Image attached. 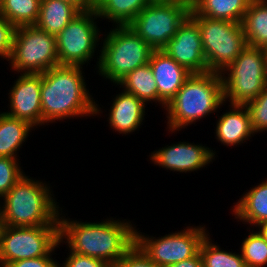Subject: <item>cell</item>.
<instances>
[{"label": "cell", "instance_id": "cell-34", "mask_svg": "<svg viewBox=\"0 0 267 267\" xmlns=\"http://www.w3.org/2000/svg\"><path fill=\"white\" fill-rule=\"evenodd\" d=\"M61 241L58 246L47 256H41L32 259H22L15 262L8 263L5 267H59L60 262L52 258L53 253L57 248H60Z\"/></svg>", "mask_w": 267, "mask_h": 267}, {"label": "cell", "instance_id": "cell-14", "mask_svg": "<svg viewBox=\"0 0 267 267\" xmlns=\"http://www.w3.org/2000/svg\"><path fill=\"white\" fill-rule=\"evenodd\" d=\"M41 83L42 74H19L8 90L10 110L4 113L34 128L42 126Z\"/></svg>", "mask_w": 267, "mask_h": 267}, {"label": "cell", "instance_id": "cell-40", "mask_svg": "<svg viewBox=\"0 0 267 267\" xmlns=\"http://www.w3.org/2000/svg\"><path fill=\"white\" fill-rule=\"evenodd\" d=\"M3 228H4V221L2 219V215L0 214V239H1V234H2Z\"/></svg>", "mask_w": 267, "mask_h": 267}, {"label": "cell", "instance_id": "cell-11", "mask_svg": "<svg viewBox=\"0 0 267 267\" xmlns=\"http://www.w3.org/2000/svg\"><path fill=\"white\" fill-rule=\"evenodd\" d=\"M192 3H149L128 25L153 50H162L190 15Z\"/></svg>", "mask_w": 267, "mask_h": 267}, {"label": "cell", "instance_id": "cell-4", "mask_svg": "<svg viewBox=\"0 0 267 267\" xmlns=\"http://www.w3.org/2000/svg\"><path fill=\"white\" fill-rule=\"evenodd\" d=\"M220 73H192L166 106L168 131L176 133L225 106Z\"/></svg>", "mask_w": 267, "mask_h": 267}, {"label": "cell", "instance_id": "cell-25", "mask_svg": "<svg viewBox=\"0 0 267 267\" xmlns=\"http://www.w3.org/2000/svg\"><path fill=\"white\" fill-rule=\"evenodd\" d=\"M117 85L125 92L134 94L146 106L148 102L158 103L156 80L149 63L129 72Z\"/></svg>", "mask_w": 267, "mask_h": 267}, {"label": "cell", "instance_id": "cell-21", "mask_svg": "<svg viewBox=\"0 0 267 267\" xmlns=\"http://www.w3.org/2000/svg\"><path fill=\"white\" fill-rule=\"evenodd\" d=\"M80 11L62 0H41L37 28L57 36Z\"/></svg>", "mask_w": 267, "mask_h": 267}, {"label": "cell", "instance_id": "cell-1", "mask_svg": "<svg viewBox=\"0 0 267 267\" xmlns=\"http://www.w3.org/2000/svg\"><path fill=\"white\" fill-rule=\"evenodd\" d=\"M62 210L59 216L60 241L62 245L66 243L68 252L98 258L115 267L135 244L136 226L130 220L110 217L96 223L82 222L66 218Z\"/></svg>", "mask_w": 267, "mask_h": 267}, {"label": "cell", "instance_id": "cell-7", "mask_svg": "<svg viewBox=\"0 0 267 267\" xmlns=\"http://www.w3.org/2000/svg\"><path fill=\"white\" fill-rule=\"evenodd\" d=\"M220 74L225 103L245 105L260 95L267 85L264 49L246 46Z\"/></svg>", "mask_w": 267, "mask_h": 267}, {"label": "cell", "instance_id": "cell-15", "mask_svg": "<svg viewBox=\"0 0 267 267\" xmlns=\"http://www.w3.org/2000/svg\"><path fill=\"white\" fill-rule=\"evenodd\" d=\"M162 50L190 73L208 72L200 30L190 16Z\"/></svg>", "mask_w": 267, "mask_h": 267}, {"label": "cell", "instance_id": "cell-37", "mask_svg": "<svg viewBox=\"0 0 267 267\" xmlns=\"http://www.w3.org/2000/svg\"><path fill=\"white\" fill-rule=\"evenodd\" d=\"M257 227L259 230L257 229ZM255 228L267 242V221L260 223L259 225L255 226Z\"/></svg>", "mask_w": 267, "mask_h": 267}, {"label": "cell", "instance_id": "cell-33", "mask_svg": "<svg viewBox=\"0 0 267 267\" xmlns=\"http://www.w3.org/2000/svg\"><path fill=\"white\" fill-rule=\"evenodd\" d=\"M68 254L65 261L59 264V267H111L105 261L98 258L73 253L71 251Z\"/></svg>", "mask_w": 267, "mask_h": 267}, {"label": "cell", "instance_id": "cell-12", "mask_svg": "<svg viewBox=\"0 0 267 267\" xmlns=\"http://www.w3.org/2000/svg\"><path fill=\"white\" fill-rule=\"evenodd\" d=\"M185 228V229H184ZM183 230L153 237L135 229V243L158 266L175 264L199 253L201 243L209 233L205 225L187 226Z\"/></svg>", "mask_w": 267, "mask_h": 267}, {"label": "cell", "instance_id": "cell-20", "mask_svg": "<svg viewBox=\"0 0 267 267\" xmlns=\"http://www.w3.org/2000/svg\"><path fill=\"white\" fill-rule=\"evenodd\" d=\"M252 0H193L189 16L242 23Z\"/></svg>", "mask_w": 267, "mask_h": 267}, {"label": "cell", "instance_id": "cell-28", "mask_svg": "<svg viewBox=\"0 0 267 267\" xmlns=\"http://www.w3.org/2000/svg\"><path fill=\"white\" fill-rule=\"evenodd\" d=\"M242 241L240 253L247 267H266L267 242L257 230L251 229Z\"/></svg>", "mask_w": 267, "mask_h": 267}, {"label": "cell", "instance_id": "cell-27", "mask_svg": "<svg viewBox=\"0 0 267 267\" xmlns=\"http://www.w3.org/2000/svg\"><path fill=\"white\" fill-rule=\"evenodd\" d=\"M213 242L208 233L201 243L202 267H247L240 252L225 251Z\"/></svg>", "mask_w": 267, "mask_h": 267}, {"label": "cell", "instance_id": "cell-19", "mask_svg": "<svg viewBox=\"0 0 267 267\" xmlns=\"http://www.w3.org/2000/svg\"><path fill=\"white\" fill-rule=\"evenodd\" d=\"M261 183H257L232 206V215L238 221L249 224L254 229L255 226L267 221V178Z\"/></svg>", "mask_w": 267, "mask_h": 267}, {"label": "cell", "instance_id": "cell-6", "mask_svg": "<svg viewBox=\"0 0 267 267\" xmlns=\"http://www.w3.org/2000/svg\"><path fill=\"white\" fill-rule=\"evenodd\" d=\"M190 17L198 24L208 71L223 72L247 46L242 23Z\"/></svg>", "mask_w": 267, "mask_h": 267}, {"label": "cell", "instance_id": "cell-18", "mask_svg": "<svg viewBox=\"0 0 267 267\" xmlns=\"http://www.w3.org/2000/svg\"><path fill=\"white\" fill-rule=\"evenodd\" d=\"M227 112L218 116L215 138L224 146H235L246 143L254 132L251 127L249 113L244 105H232Z\"/></svg>", "mask_w": 267, "mask_h": 267}, {"label": "cell", "instance_id": "cell-30", "mask_svg": "<svg viewBox=\"0 0 267 267\" xmlns=\"http://www.w3.org/2000/svg\"><path fill=\"white\" fill-rule=\"evenodd\" d=\"M20 159L0 157V199L6 195L25 174Z\"/></svg>", "mask_w": 267, "mask_h": 267}, {"label": "cell", "instance_id": "cell-2", "mask_svg": "<svg viewBox=\"0 0 267 267\" xmlns=\"http://www.w3.org/2000/svg\"><path fill=\"white\" fill-rule=\"evenodd\" d=\"M83 66L57 65L42 73V125L103 113L86 87Z\"/></svg>", "mask_w": 267, "mask_h": 267}, {"label": "cell", "instance_id": "cell-10", "mask_svg": "<svg viewBox=\"0 0 267 267\" xmlns=\"http://www.w3.org/2000/svg\"><path fill=\"white\" fill-rule=\"evenodd\" d=\"M59 241L60 225H4L0 239V267L22 259L47 256L58 246Z\"/></svg>", "mask_w": 267, "mask_h": 267}, {"label": "cell", "instance_id": "cell-35", "mask_svg": "<svg viewBox=\"0 0 267 267\" xmlns=\"http://www.w3.org/2000/svg\"><path fill=\"white\" fill-rule=\"evenodd\" d=\"M162 267H202V257L200 252L191 258L185 259L175 264H169Z\"/></svg>", "mask_w": 267, "mask_h": 267}, {"label": "cell", "instance_id": "cell-31", "mask_svg": "<svg viewBox=\"0 0 267 267\" xmlns=\"http://www.w3.org/2000/svg\"><path fill=\"white\" fill-rule=\"evenodd\" d=\"M115 267H160L156 265L135 243Z\"/></svg>", "mask_w": 267, "mask_h": 267}, {"label": "cell", "instance_id": "cell-16", "mask_svg": "<svg viewBox=\"0 0 267 267\" xmlns=\"http://www.w3.org/2000/svg\"><path fill=\"white\" fill-rule=\"evenodd\" d=\"M149 65L156 80L158 104L165 110L192 73L179 65L163 50H153Z\"/></svg>", "mask_w": 267, "mask_h": 267}, {"label": "cell", "instance_id": "cell-9", "mask_svg": "<svg viewBox=\"0 0 267 267\" xmlns=\"http://www.w3.org/2000/svg\"><path fill=\"white\" fill-rule=\"evenodd\" d=\"M95 20H101L95 8L81 11L56 36L59 65L83 66L94 59L103 35Z\"/></svg>", "mask_w": 267, "mask_h": 267}, {"label": "cell", "instance_id": "cell-39", "mask_svg": "<svg viewBox=\"0 0 267 267\" xmlns=\"http://www.w3.org/2000/svg\"><path fill=\"white\" fill-rule=\"evenodd\" d=\"M265 52V81L267 83V51Z\"/></svg>", "mask_w": 267, "mask_h": 267}, {"label": "cell", "instance_id": "cell-24", "mask_svg": "<svg viewBox=\"0 0 267 267\" xmlns=\"http://www.w3.org/2000/svg\"><path fill=\"white\" fill-rule=\"evenodd\" d=\"M242 26L247 46L263 49L267 45V0L250 2Z\"/></svg>", "mask_w": 267, "mask_h": 267}, {"label": "cell", "instance_id": "cell-26", "mask_svg": "<svg viewBox=\"0 0 267 267\" xmlns=\"http://www.w3.org/2000/svg\"><path fill=\"white\" fill-rule=\"evenodd\" d=\"M41 0H0V14L15 27L35 25Z\"/></svg>", "mask_w": 267, "mask_h": 267}, {"label": "cell", "instance_id": "cell-5", "mask_svg": "<svg viewBox=\"0 0 267 267\" xmlns=\"http://www.w3.org/2000/svg\"><path fill=\"white\" fill-rule=\"evenodd\" d=\"M101 38L96 67L98 75L117 86L124 77L137 67L149 63L153 48L129 26L110 28ZM100 51V52H99Z\"/></svg>", "mask_w": 267, "mask_h": 267}, {"label": "cell", "instance_id": "cell-22", "mask_svg": "<svg viewBox=\"0 0 267 267\" xmlns=\"http://www.w3.org/2000/svg\"><path fill=\"white\" fill-rule=\"evenodd\" d=\"M33 129L29 123L0 112V157L19 159L18 152Z\"/></svg>", "mask_w": 267, "mask_h": 267}, {"label": "cell", "instance_id": "cell-3", "mask_svg": "<svg viewBox=\"0 0 267 267\" xmlns=\"http://www.w3.org/2000/svg\"><path fill=\"white\" fill-rule=\"evenodd\" d=\"M26 173L0 200L4 225L36 227L59 225L60 210L50 184L33 179ZM49 185V186H48ZM3 200V201H2Z\"/></svg>", "mask_w": 267, "mask_h": 267}, {"label": "cell", "instance_id": "cell-13", "mask_svg": "<svg viewBox=\"0 0 267 267\" xmlns=\"http://www.w3.org/2000/svg\"><path fill=\"white\" fill-rule=\"evenodd\" d=\"M149 156L156 166L173 172L191 173L209 166L217 154L211 147L203 146L201 143L180 141L154 150Z\"/></svg>", "mask_w": 267, "mask_h": 267}, {"label": "cell", "instance_id": "cell-23", "mask_svg": "<svg viewBox=\"0 0 267 267\" xmlns=\"http://www.w3.org/2000/svg\"><path fill=\"white\" fill-rule=\"evenodd\" d=\"M149 3V0H95L94 8L99 18L113 23L112 27L128 26Z\"/></svg>", "mask_w": 267, "mask_h": 267}, {"label": "cell", "instance_id": "cell-32", "mask_svg": "<svg viewBox=\"0 0 267 267\" xmlns=\"http://www.w3.org/2000/svg\"><path fill=\"white\" fill-rule=\"evenodd\" d=\"M16 27L0 14V58L8 59L13 50Z\"/></svg>", "mask_w": 267, "mask_h": 267}, {"label": "cell", "instance_id": "cell-38", "mask_svg": "<svg viewBox=\"0 0 267 267\" xmlns=\"http://www.w3.org/2000/svg\"><path fill=\"white\" fill-rule=\"evenodd\" d=\"M151 3L175 2V3H192V0H149Z\"/></svg>", "mask_w": 267, "mask_h": 267}, {"label": "cell", "instance_id": "cell-8", "mask_svg": "<svg viewBox=\"0 0 267 267\" xmlns=\"http://www.w3.org/2000/svg\"><path fill=\"white\" fill-rule=\"evenodd\" d=\"M10 70L18 74H42L59 65L56 36L35 25L16 27Z\"/></svg>", "mask_w": 267, "mask_h": 267}, {"label": "cell", "instance_id": "cell-17", "mask_svg": "<svg viewBox=\"0 0 267 267\" xmlns=\"http://www.w3.org/2000/svg\"><path fill=\"white\" fill-rule=\"evenodd\" d=\"M120 92L111 100L112 105L110 106L107 121L109 128L113 129L112 131L126 136L137 130L139 131L145 119V114H147L145 113L146 105L134 94L124 90Z\"/></svg>", "mask_w": 267, "mask_h": 267}, {"label": "cell", "instance_id": "cell-41", "mask_svg": "<svg viewBox=\"0 0 267 267\" xmlns=\"http://www.w3.org/2000/svg\"><path fill=\"white\" fill-rule=\"evenodd\" d=\"M263 49H264V51H267V45Z\"/></svg>", "mask_w": 267, "mask_h": 267}, {"label": "cell", "instance_id": "cell-36", "mask_svg": "<svg viewBox=\"0 0 267 267\" xmlns=\"http://www.w3.org/2000/svg\"><path fill=\"white\" fill-rule=\"evenodd\" d=\"M74 5L80 12L94 8V0H62Z\"/></svg>", "mask_w": 267, "mask_h": 267}, {"label": "cell", "instance_id": "cell-29", "mask_svg": "<svg viewBox=\"0 0 267 267\" xmlns=\"http://www.w3.org/2000/svg\"><path fill=\"white\" fill-rule=\"evenodd\" d=\"M244 106L249 113L254 134L267 131V85L260 95Z\"/></svg>", "mask_w": 267, "mask_h": 267}]
</instances>
